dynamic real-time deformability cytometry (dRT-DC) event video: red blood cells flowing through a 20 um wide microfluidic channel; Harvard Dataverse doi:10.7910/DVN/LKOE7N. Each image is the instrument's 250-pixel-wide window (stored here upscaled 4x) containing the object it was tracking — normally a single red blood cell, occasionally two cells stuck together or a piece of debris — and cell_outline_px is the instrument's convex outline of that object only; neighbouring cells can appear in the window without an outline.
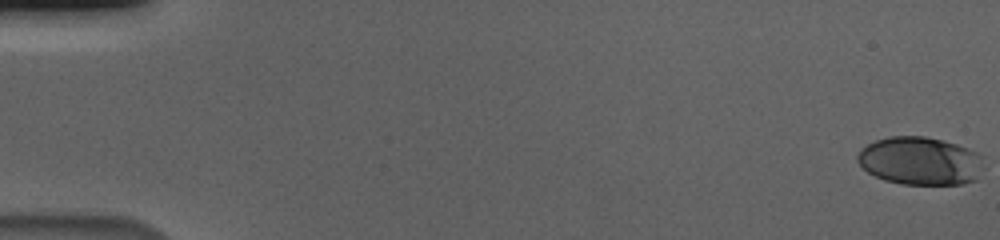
{"species": "human", "species_latin": "Homo sapiens", "temperature_condition": "cold", "stored_images_in_passage": 54, "camera_frame_rate_fps": 3000, "um_per_image_px": 0.085, "donor": {"sex": "male"}, "frame": {"image": 1, "passage_image": 1, "time_ms": 0.0, "image_size_px": [1000, 240], "cell_outline_px": [[980, 156], [976, 180], [964, 184], [900, 184], [884, 180], [868, 172], [856, 160], [856, 156], [860, 148], [876, 140], [888, 136], [924, 136], [944, 140], [956, 144], [976, 152]], "centroid_in_image_um": [78.13, 13.67], "position_along_channel_um": 6.9, "area_um2": 35.03}}
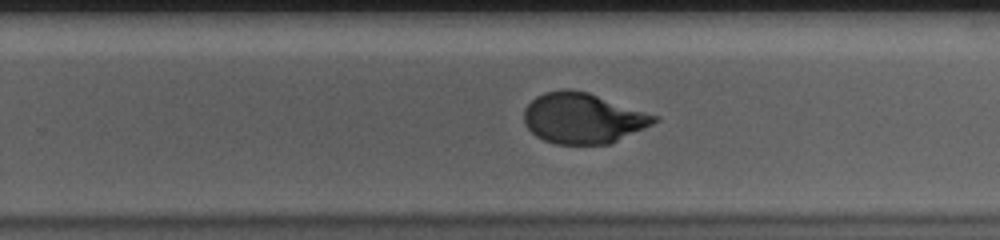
{"frame": {"image": 2, "passage_image": 39, "time_ms": 12.667, "image_size_px": [1000, 240], "cell_outline_px": [[660, 120], [644, 128], [608, 144], [556, 144], [544, 140], [536, 136], [524, 124], [524, 108], [536, 96], [544, 92], [564, 88], [568, 88], [588, 92], [660, 116]], "centroid_in_image_um": [49.54, 10.03], "position_along_channel_um": 280.3, "area_um2": 38.44}}
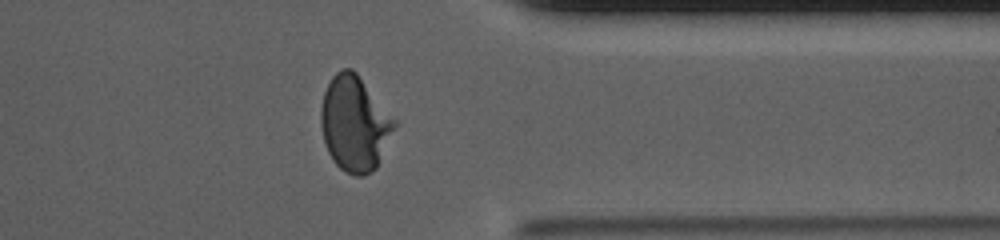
{"frame": {"image": 3, "passage_image": 48, "time_ms": 15.667, "image_size_px": [1000, 240], "cell_outline_px": [[396, 124], [376, 168], [372, 172], [364, 176], [352, 176], [344, 172], [332, 160], [324, 144], [320, 124], [320, 108], [324, 92], [332, 76], [336, 72], [344, 68], [352, 68], [356, 72], [396, 120]], "centroid_in_image_um": [30.11, 10.52], "position_along_channel_um": 381.3, "area_um2": 40.81}, "authors_computed_cell_mechanics": {"area_um2": 37.8879, "velocity_mm_per_s": 3.5786, "shape_relaxation_time_tau1_ms": 4.4768, "shape_relaxation_time_tau2_ms": 0.8083, "deformation_change_tau1": 0.1993, "deformation_change_tau2": 0.0515}}